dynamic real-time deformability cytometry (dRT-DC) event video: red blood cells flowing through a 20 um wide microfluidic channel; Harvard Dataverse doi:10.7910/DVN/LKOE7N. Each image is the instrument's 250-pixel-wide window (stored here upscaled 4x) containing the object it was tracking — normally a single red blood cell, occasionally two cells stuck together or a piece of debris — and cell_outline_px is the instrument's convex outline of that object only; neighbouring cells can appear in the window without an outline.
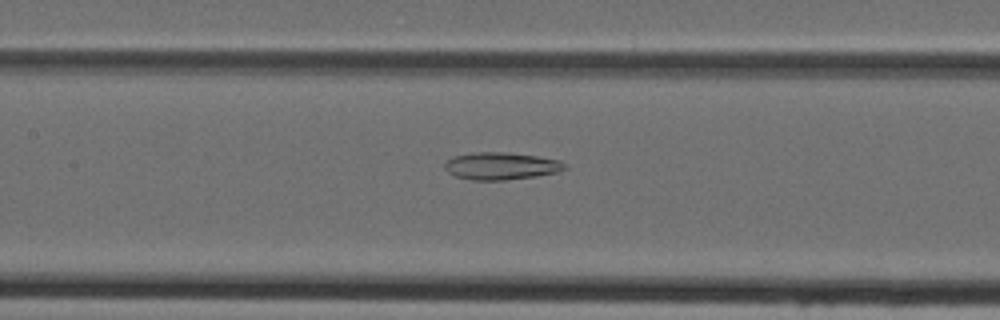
{"species": "Egyptian fruit bat (a non-hibernating species)", "species_latin": "Rousettus aegyptiacus", "temperature_condition": "cold", "stored_images_in_passage": 47, "camera_frame_rate_fps": 3000, "um_per_image_px": 0.085, "animal": {"sex": "female"}, "frame": {"image": 1, "passage_image": 22, "time_ms": 7.0, "image_size_px": [1000, 320], "cell_outline_px": [[568, 168], [556, 172], [536, 176], [504, 180], [472, 180], [456, 176], [448, 172], [444, 168], [444, 164], [452, 156], [472, 152], [504, 152], [536, 156], [560, 160], [568, 164]], "centroid_in_image_um": [42.59, 14.1], "position_along_channel_um": 164.8, "area_um2": 19.19}}
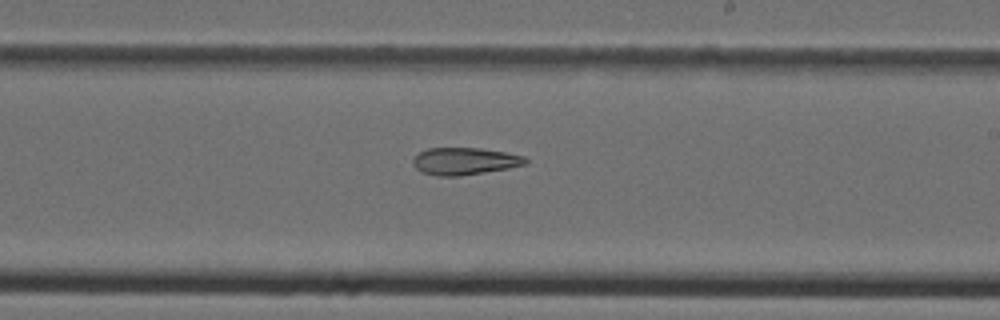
{"frame": {"image": 2, "passage_image": 28, "time_ms": 9.0, "image_size_px": [1000, 320], "cell_outline_px": [[528, 164], [508, 168], [460, 176], [436, 176], [420, 172], [412, 164], [412, 160], [420, 152], [428, 148], [480, 148], [504, 152], [524, 156], [528, 160]], "centroid_in_image_um": [39.48, 13.7], "position_along_channel_um": 249.5, "area_um2": 17.86}}
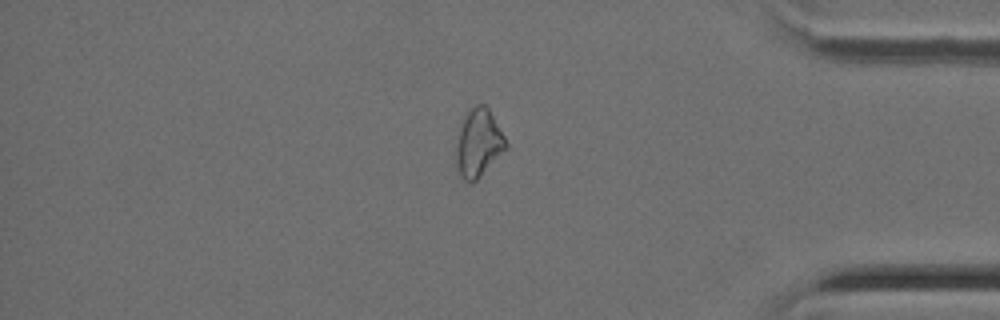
{"frame": {"image": 3, "passage_image": 40, "time_ms": 13.0, "image_size_px": [1000, 320], "cell_outline_px": [[508, 148], [476, 180], [468, 184], [460, 176], [456, 168], [456, 144], [460, 128], [464, 116], [476, 104], [484, 104], [488, 108], [504, 136], [508, 144]], "centroid_in_image_um": [40.66, 12.19], "position_along_channel_um": 394.5, "area_um2": 19.59}}